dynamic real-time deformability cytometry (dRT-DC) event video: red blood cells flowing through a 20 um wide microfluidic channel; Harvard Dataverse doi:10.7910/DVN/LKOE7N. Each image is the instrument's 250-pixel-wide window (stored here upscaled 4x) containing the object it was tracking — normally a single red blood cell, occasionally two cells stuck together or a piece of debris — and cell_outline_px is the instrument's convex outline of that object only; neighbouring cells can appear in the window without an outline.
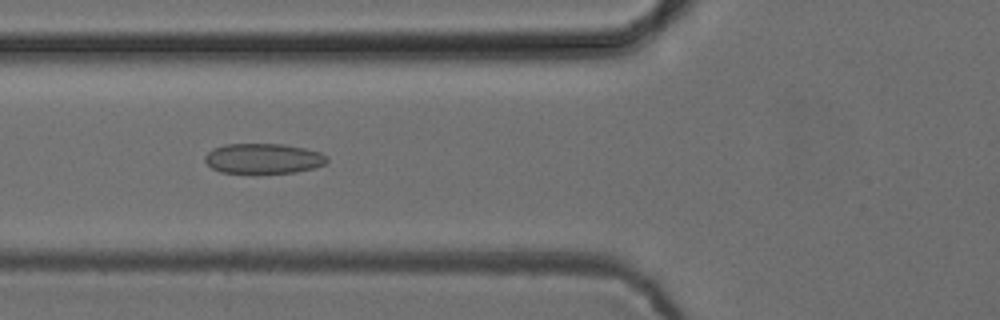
{"species": "common noctule bat (a hibernating species)", "species_latin": "Nyctalus noctula", "temperature_condition": "cold", "stored_images_in_passage": 52, "camera_frame_rate_fps": 3000, "um_per_image_px": 0.085, "animal": {"sex": "female", "body_mass_g": 24.6, "forearm_length_mm": 56.2}, "frame": {"image": 1, "passage_image": 19, "time_ms": 6.0, "image_size_px": [1000, 320], "cell_outline_px": [[328, 160], [324, 164], [316, 168], [296, 172], [220, 172], [212, 168], [204, 160], [204, 156], [212, 148], [224, 144], [284, 144], [304, 148], [320, 152], [328, 156]], "centroid_in_image_um": [22.39, 13.46], "position_along_channel_um": 103.4, "area_um2": 21.39}}
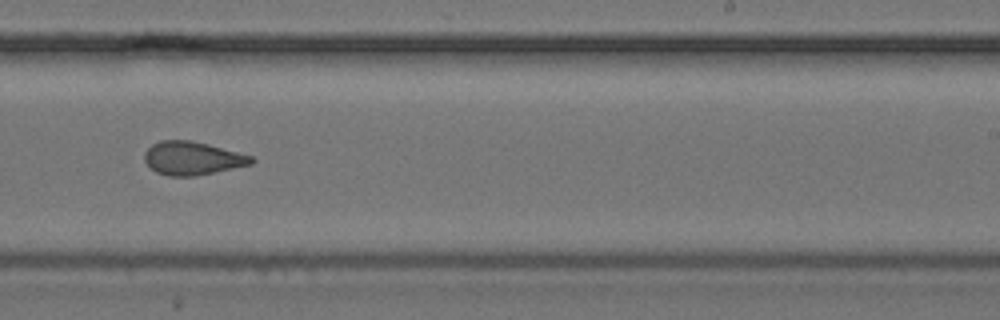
{"frame": {"image": 2, "passage_image": 32, "time_ms": 10.333, "image_size_px": [1000, 320], "cell_outline_px": [[256, 160], [252, 164], [216, 172], [196, 176], [168, 176], [156, 172], [144, 160], [144, 152], [152, 144], [160, 140], [192, 140], [208, 144], [252, 156]], "centroid_in_image_um": [16.35, 13.45], "position_along_channel_um": 272.6, "area_um2": 20.81}}
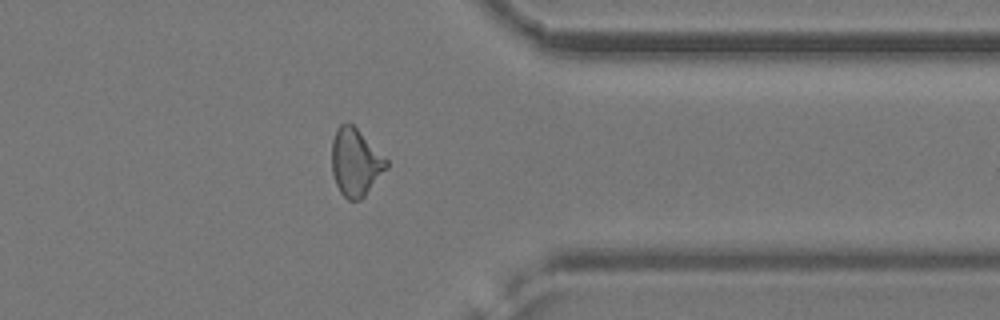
{"frame": {"image": 3, "passage_image": 41, "time_ms": 13.333, "image_size_px": [1000, 320], "cell_outline_px": [[388, 168], [364, 196], [360, 200], [348, 200], [340, 192], [336, 184], [332, 172], [332, 140], [336, 128], [340, 124], [348, 120], [388, 160]], "centroid_in_image_um": [30.21, 13.78], "position_along_channel_um": 381.2, "area_um2": 21.5}, "authors_computed_cell_mechanics": {"area_um2": 20.9525, "velocity_mm_per_s": 3.9119, "shape_relaxation_time_tau1_ms": null, "shape_relaxation_time_tau2_ms": 2.6663, "deformation_change_tau1": null, "deformation_change_tau2": 0.1047}}